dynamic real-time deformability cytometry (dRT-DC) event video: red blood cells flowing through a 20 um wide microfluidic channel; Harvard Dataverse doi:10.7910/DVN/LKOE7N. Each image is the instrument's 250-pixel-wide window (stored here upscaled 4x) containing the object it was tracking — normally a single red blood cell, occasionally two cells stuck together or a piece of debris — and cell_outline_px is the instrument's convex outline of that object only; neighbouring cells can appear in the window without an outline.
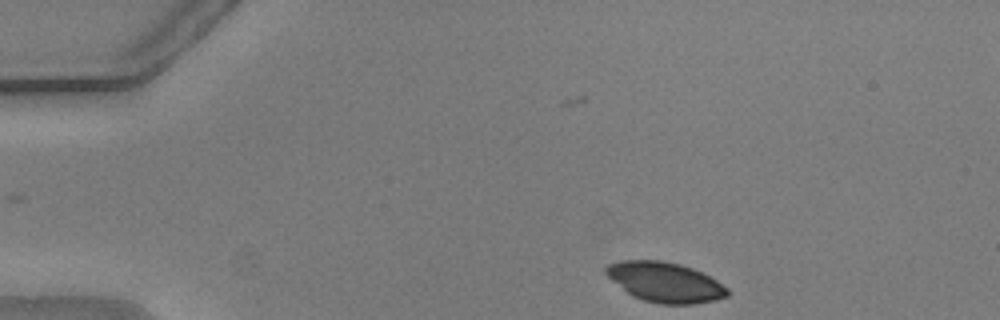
{"species": "common noctule bat (a hibernating species)", "species_latin": "Nyctalus noctula", "temperature_condition": "warm", "stored_images_in_passage": 46, "camera_frame_rate_fps": 3000, "um_per_image_px": 0.085, "animal": {"sex": "male", "body_mass_g": 20.5, "forearm_length_mm": 52.5}, "frame": {"image": 1, "passage_image": 1, "time_ms": 0.0, "image_size_px": [1000, 320], "cell_outline_px": [[728, 296], [716, 300], [696, 304], [660, 304], [644, 300], [632, 296], [612, 280], [604, 272], [604, 268], [608, 264], [620, 260], [660, 260], [680, 264], [692, 268], [716, 280], [728, 288]], "centroid_in_image_um": [56.52, 23.98], "position_along_channel_um": 28.5, "area_um2": 28.26}}
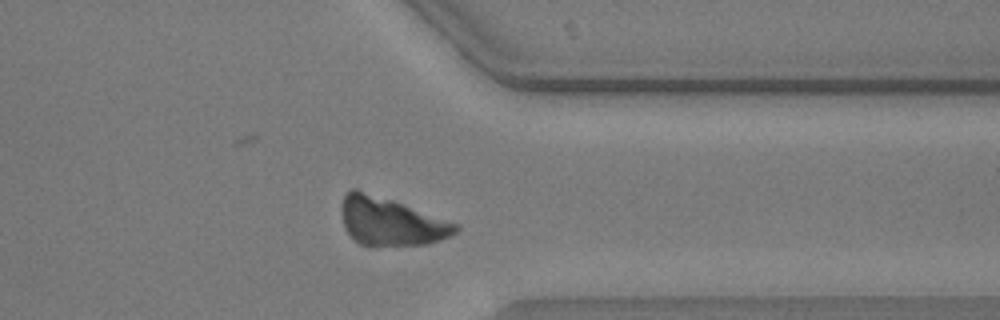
{"frame": {"image": 2, "passage_image": 35, "time_ms": 11.333, "image_size_px": [1000, 320], "cell_outline_px": [[460, 228], [456, 232], [448, 236], [428, 244], [376, 248], [360, 244], [352, 240], [344, 228], [344, 196], [352, 188], [356, 188], [392, 200], [460, 224]], "centroid_in_image_um": [33.23, 18.88], "position_along_channel_um": 378.2, "area_um2": 32.08}}
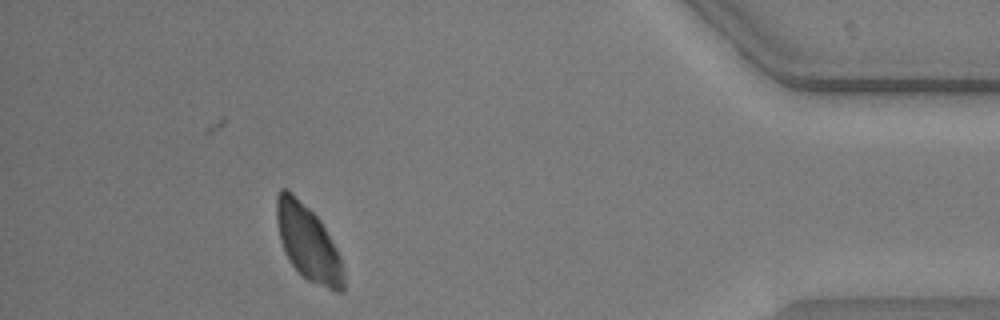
{"frame": {"image": 3, "passage_image": 41, "time_ms": 13.333, "image_size_px": [1000, 320], "cell_outline_px": [[344, 292], [336, 292], [308, 280], [292, 264], [284, 252], [280, 240], [276, 220], [276, 196], [280, 188], [288, 188], [320, 220], [336, 248], [340, 256], [344, 272]], "centroid_in_image_um": [26.17, 20.63], "position_along_channel_um": 409.0, "area_um2": 29.3}}